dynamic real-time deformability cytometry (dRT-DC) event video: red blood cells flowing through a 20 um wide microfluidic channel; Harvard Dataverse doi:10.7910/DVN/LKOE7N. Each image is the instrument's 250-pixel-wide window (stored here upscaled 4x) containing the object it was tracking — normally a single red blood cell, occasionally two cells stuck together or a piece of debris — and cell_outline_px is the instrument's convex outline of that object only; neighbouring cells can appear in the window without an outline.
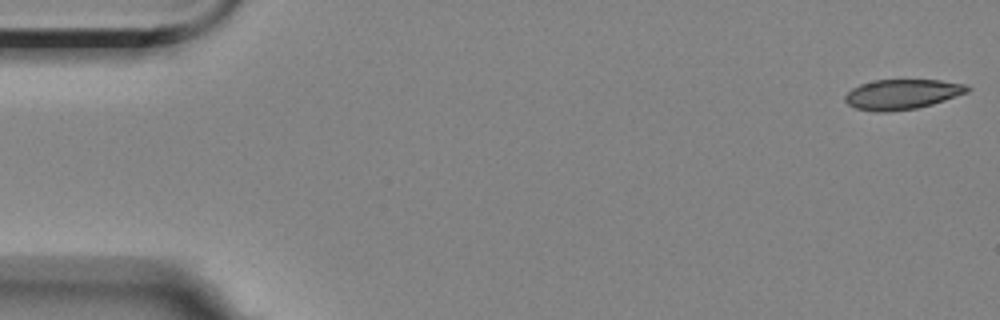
{"species": "Egyptian fruit bat (a non-hibernating species)", "species_latin": "Rousettus aegyptiacus", "temperature_condition": "room temperature", "stored_images_in_passage": 4, "camera_frame_rate_fps": 3000, "um_per_image_px": 0.085, "animal": {"sex": "female"}, "frame": {"image": 1, "passage_image": 1, "time_ms": 0.0, "image_size_px": [1000, 320], "cell_outline_px": [[972, 88], [968, 92], [932, 104], [916, 108], [884, 112], [876, 112], [856, 108], [848, 104], [844, 100], [844, 96], [852, 88], [860, 84], [872, 80], [940, 80], [968, 84]], "centroid_in_image_um": [76.68, 8.0], "position_along_channel_um": 8.3, "area_um2": 21.44}}